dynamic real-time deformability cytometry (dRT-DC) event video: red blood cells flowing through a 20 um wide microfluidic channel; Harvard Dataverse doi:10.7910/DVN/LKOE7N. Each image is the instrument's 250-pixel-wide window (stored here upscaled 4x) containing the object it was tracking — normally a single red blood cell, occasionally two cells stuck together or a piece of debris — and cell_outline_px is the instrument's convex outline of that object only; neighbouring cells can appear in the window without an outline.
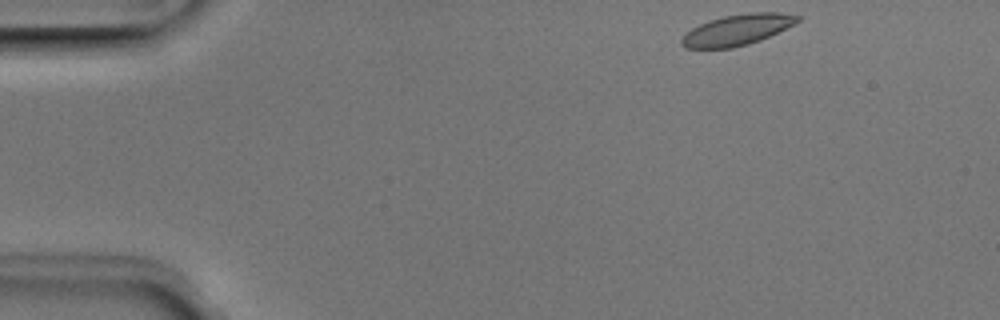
{"species": "Egyptian fruit bat (a non-hibernating species)", "species_latin": "Rousettus aegyptiacus", "temperature_condition": "room temperature", "stored_images_in_passage": 46, "camera_frame_rate_fps": 3000, "um_per_image_px": 0.085, "animal": {"sex": "male"}, "frame": {"image": 1, "passage_image": 1, "time_ms": 0.0, "image_size_px": [1000, 320], "cell_outline_px": [[800, 20], [760, 40], [748, 44], [732, 48], [684, 48], [680, 44], [680, 40], [692, 28], [708, 20], [724, 16], [748, 12], [780, 12], [800, 16]], "centroid_in_image_um": [62.62, 2.53], "position_along_channel_um": 22.4, "area_um2": 20.58}}
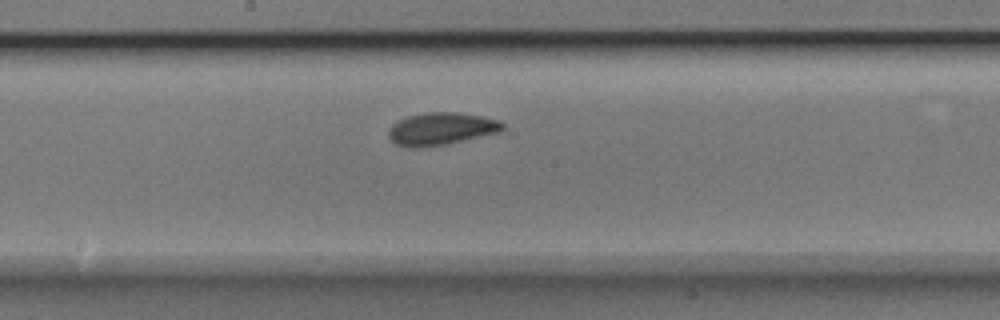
{"frame": {"image": 2, "passage_image": 22, "time_ms": 7.0, "image_size_px": [1000, 320], "cell_outline_px": [[504, 128], [500, 132], [448, 144], [420, 148], [408, 148], [396, 144], [388, 136], [388, 132], [392, 124], [408, 116], [428, 112], [460, 112], [500, 120], [504, 124]], "centroid_in_image_um": [37.51, 10.96], "position_along_channel_um": 210.7, "area_um2": 21.73}}
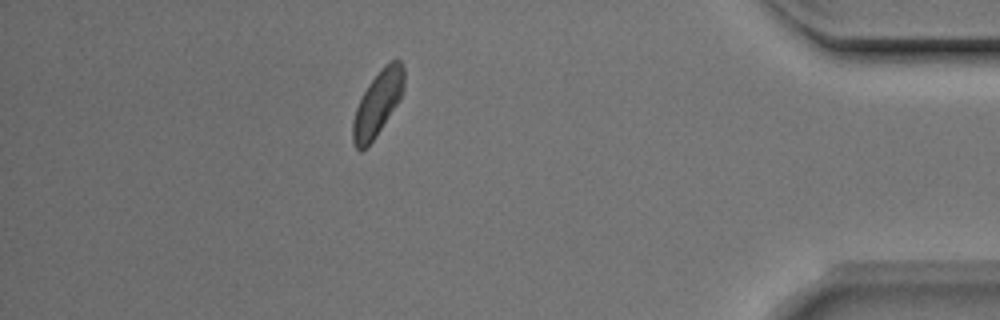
{"frame": {"image": 3, "passage_image": 40, "time_ms": 13.0, "image_size_px": [1000, 320], "cell_outline_px": [[404, 88], [400, 100], [376, 136], [360, 152], [356, 148], [352, 140], [352, 120], [356, 108], [368, 84], [396, 56], [404, 64]], "centroid_in_image_um": [32.11, 8.79], "position_along_channel_um": 403.1, "area_um2": 19.07}, "authors_computed_cell_mechanics": {"area_um2": 20.5768, "velocity_mm_per_s": 3.9051, "shape_relaxation_time_tau1_ms": 2.6559, "shape_relaxation_time_tau2_ms": null, "deformation_change_tau1": 0.0772, "deformation_change_tau2": null}}